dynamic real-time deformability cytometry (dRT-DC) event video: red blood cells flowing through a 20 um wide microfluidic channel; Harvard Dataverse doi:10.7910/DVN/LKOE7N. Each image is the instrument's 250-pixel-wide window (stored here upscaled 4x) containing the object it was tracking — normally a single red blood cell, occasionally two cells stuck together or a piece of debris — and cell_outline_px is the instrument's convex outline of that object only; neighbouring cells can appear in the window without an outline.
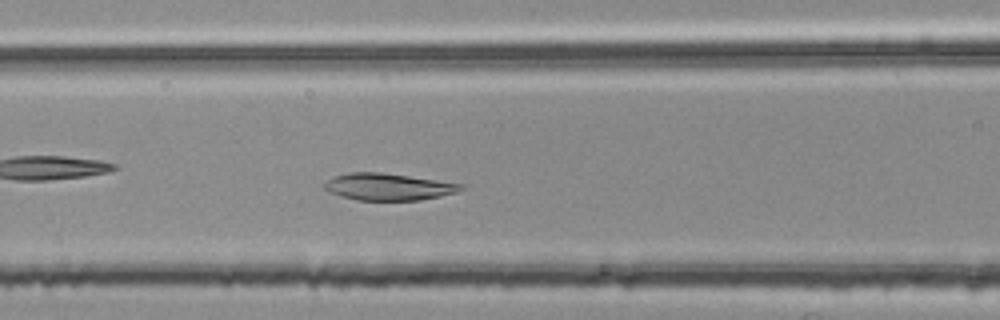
{"species": "common noctule bat (a hibernating species)", "species_latin": "Nyctalus noctula", "temperature_condition": "room temperature", "stored_images_in_passage": 42, "camera_frame_rate_fps": 3000, "um_per_image_px": 0.085, "animal": {"sex": "female", "body_mass_g": 25.1}, "frame": {"image": 1, "passage_image": 17, "time_ms": 5.333, "image_size_px": [1000, 320], "cell_outline_px": [[464, 188], [456, 192], [440, 196], [420, 200], [356, 200], [340, 196], [328, 192], [324, 188], [324, 184], [328, 180], [336, 176], [348, 172], [380, 172], [464, 184]], "centroid_in_image_um": [32.98, 15.88], "position_along_channel_um": 133.6, "area_um2": 21.27}}
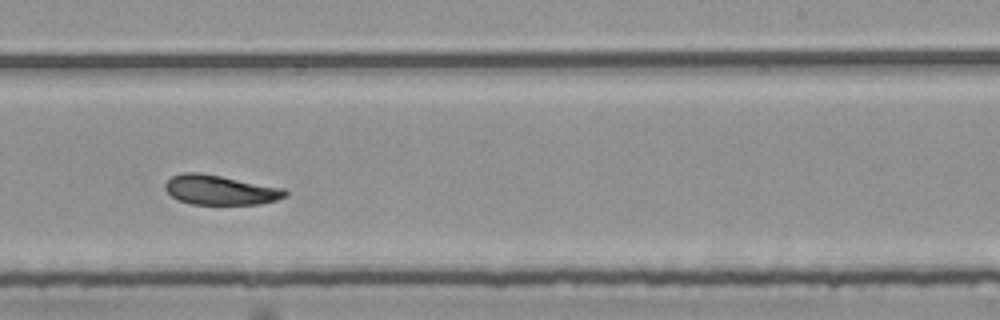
{"frame": {"image": 2, "passage_image": 28, "time_ms": 9.0, "image_size_px": [1000, 320], "cell_outline_px": [[288, 196], [276, 200], [260, 204], [192, 204], [180, 200], [172, 196], [164, 188], [164, 184], [172, 176], [184, 172], [200, 172], [284, 188], [288, 192]], "centroid_in_image_um": [18.74, 16.14], "position_along_channel_um": 270.3, "area_um2": 20.69}}
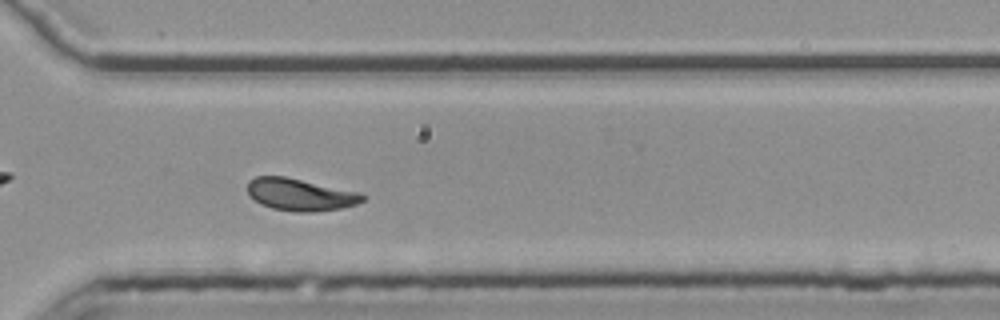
{"frame": {"image": 3, "passage_image": 34, "time_ms": 11.0, "image_size_px": [1000, 320], "cell_outline_px": [[368, 196], [364, 200], [356, 204], [344, 208], [312, 212], [296, 212], [272, 208], [260, 204], [248, 192], [248, 180], [256, 176], [284, 176], [360, 192]], "centroid_in_image_um": [25.56, 16.54], "position_along_channel_um": 345.0, "area_um2": 21.62}, "authors_computed_cell_mechanics": {"area_um2": 21.6461, "velocity_mm_per_s": 3.7387, "shape_relaxation_time_tau1_ms": 3.8183, "shape_relaxation_time_tau2_ms": 4.0795, "deformation_change_tau1": 0.1334, "deformation_change_tau2": 0.0682}}